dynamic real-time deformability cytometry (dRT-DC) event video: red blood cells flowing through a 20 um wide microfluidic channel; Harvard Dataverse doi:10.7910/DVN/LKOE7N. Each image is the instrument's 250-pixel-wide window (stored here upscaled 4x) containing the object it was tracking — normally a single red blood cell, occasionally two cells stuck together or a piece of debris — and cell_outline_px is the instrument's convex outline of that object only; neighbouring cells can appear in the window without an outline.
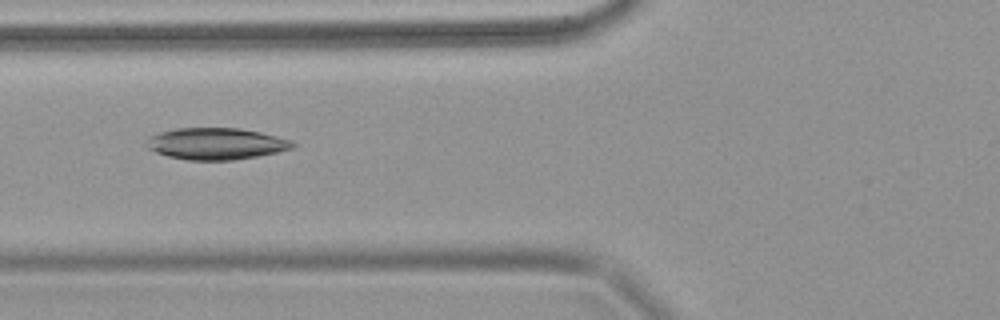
{"species": "common noctule bat (a hibernating species)", "species_latin": "Nyctalus noctula", "temperature_condition": "warm", "stored_images_in_passage": 8, "camera_frame_rate_fps": 3000, "um_per_image_px": 0.085, "animal": {"sex": "female", "body_mass_g": 18.4}, "frame": {"image": 1, "passage_image": 7, "time_ms": 2.0, "image_size_px": [1000, 320], "cell_outline_px": [[296, 144], [292, 148], [276, 152], [256, 156], [232, 160], [188, 160], [168, 156], [156, 152], [148, 148], [148, 136], [160, 132], [176, 128], [240, 128], [260, 132], [292, 140]], "centroid_in_image_um": [18.37, 12.21], "position_along_channel_um": 107.4, "area_um2": 26.76}}